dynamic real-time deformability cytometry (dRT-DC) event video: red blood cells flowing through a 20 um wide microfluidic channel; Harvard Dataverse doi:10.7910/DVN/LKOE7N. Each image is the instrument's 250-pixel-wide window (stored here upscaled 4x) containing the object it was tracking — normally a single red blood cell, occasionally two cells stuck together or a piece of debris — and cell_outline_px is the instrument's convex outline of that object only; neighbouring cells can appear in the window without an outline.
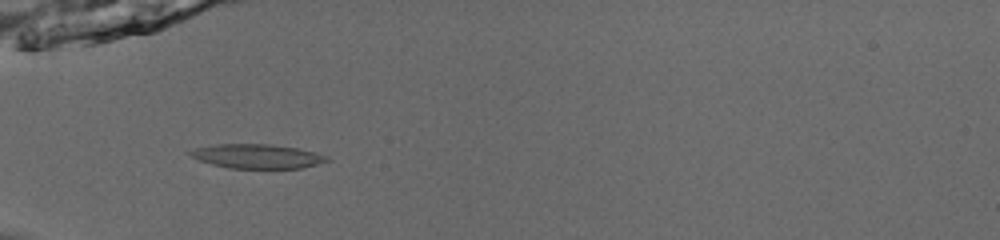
{"species": "common noctule bat (a hibernating species)", "species_latin": "Nyctalus noctula", "temperature_condition": "room temperature", "stored_images_in_passage": 48, "camera_frame_rate_fps": 3000, "um_per_image_px": 0.085, "animal": {"sex": "male", "body_mass_g": 13.0, "forearm_length_mm": 53.1}, "frame": {"image": 1, "passage_image": 14, "time_ms": 4.333, "image_size_px": [1000, 240], "cell_outline_px": [[332, 160], [300, 168], [228, 168], [212, 164], [200, 160], [192, 156], [188, 152], [196, 148], [216, 144], [272, 144], [296, 148], [328, 156]], "centroid_in_image_um": [21.87, 13.28], "position_along_channel_um": 63.1, "area_um2": 19.07}}
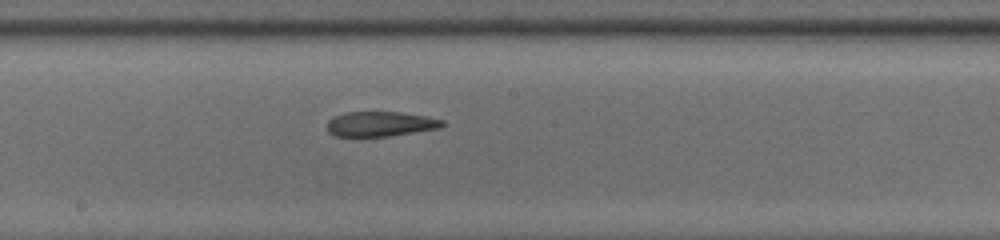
{"frame": {"image": 2, "passage_image": 26, "time_ms": 8.333, "image_size_px": [1000, 240], "cell_outline_px": [[444, 124], [440, 128], [388, 136], [332, 136], [328, 132], [328, 120], [344, 112], [400, 112], [428, 116], [444, 120]], "centroid_in_image_um": [32.34, 10.53], "position_along_channel_um": 215.9, "area_um2": 16.7}}
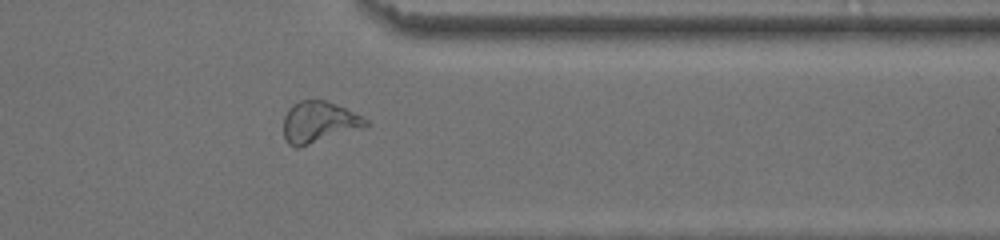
{"frame": {"image": 3, "passage_image": 39, "time_ms": 12.667, "image_size_px": [1000, 240], "cell_outline_px": [[368, 124], [296, 148], [288, 144], [284, 136], [284, 116], [288, 108], [292, 104], [300, 100], [324, 100], [344, 108], [368, 120]], "centroid_in_image_um": [27.0, 10.35], "position_along_channel_um": 384.4, "area_um2": 18.9}, "authors_computed_cell_mechanics": {"area_um2": 18.9295, "velocity_mm_per_s": 3.9329, "shape_relaxation_time_tau1_ms": null, "shape_relaxation_time_tau2_ms": 3.0955, "deformation_change_tau1": null, "deformation_change_tau2": 0.1258}}